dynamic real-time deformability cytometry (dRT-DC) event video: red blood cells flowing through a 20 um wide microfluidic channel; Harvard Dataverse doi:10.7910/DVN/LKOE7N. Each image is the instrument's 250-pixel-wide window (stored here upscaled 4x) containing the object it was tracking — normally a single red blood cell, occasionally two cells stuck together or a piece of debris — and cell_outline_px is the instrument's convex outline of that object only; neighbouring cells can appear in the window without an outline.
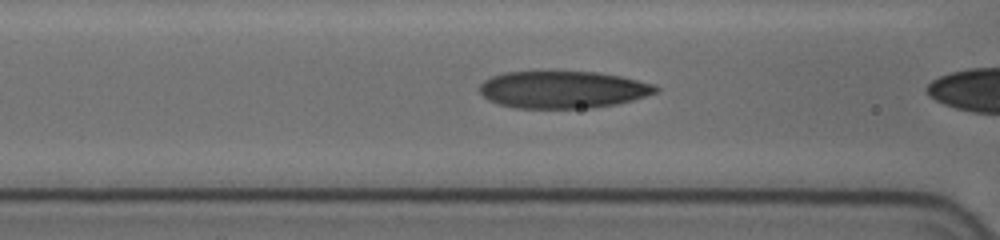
{"species": "human", "species_latin": "Homo sapiens", "temperature_condition": "cold", "stored_images_in_passage": 29, "camera_frame_rate_fps": 3000, "um_per_image_px": 0.085, "donor": {"sex": "female"}, "frame": {"image": 1, "passage_image": 12, "time_ms": 4.0, "image_size_px": [1000, 240], "cell_outline_px": [[660, 88], [656, 92], [632, 100], [616, 104], [592, 108], [516, 108], [500, 104], [488, 100], [480, 92], [480, 84], [484, 80], [492, 76], [504, 72], [552, 68], [596, 72], [620, 76], [652, 84]], "centroid_in_image_um": [47.78, 7.57], "position_along_channel_um": 118.8, "area_um2": 39.25}}
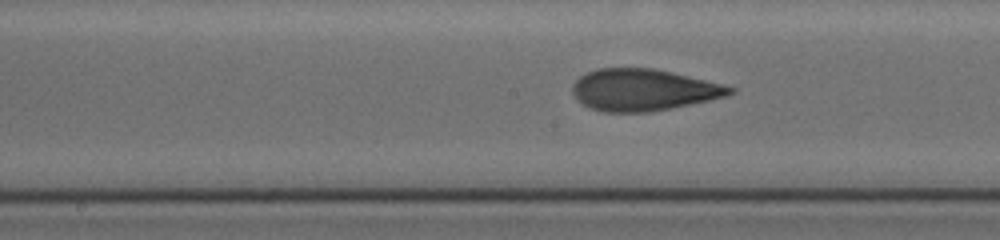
{"frame": {"image": 2, "passage_image": 18, "time_ms": 6.0, "image_size_px": [1000, 240], "cell_outline_px": [[736, 92], [728, 96], [672, 108], [648, 112], [604, 112], [588, 108], [572, 92], [572, 84], [580, 76], [596, 68], [652, 68], [672, 72], [736, 88]], "centroid_in_image_um": [54.68, 7.64], "position_along_channel_um": 193.5, "area_um2": 38.09}}
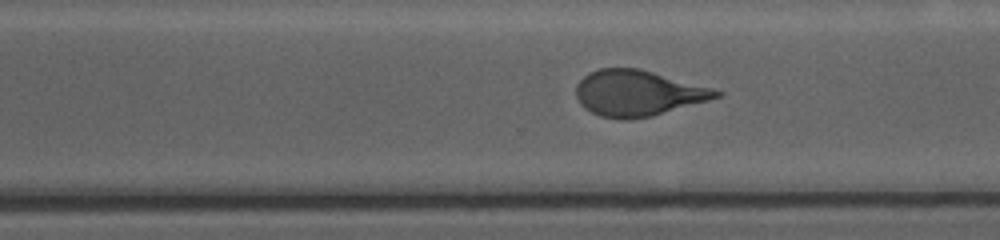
{"frame": {"image": 3, "passage_image": 27, "time_ms": 9.333, "image_size_px": [1000, 240], "cell_outline_px": [[724, 92], [720, 96], [708, 100], [652, 116], [628, 120], [624, 120], [600, 116], [584, 108], [580, 104], [576, 96], [576, 84], [588, 72], [600, 68], [640, 68], [712, 88]], "centroid_in_image_um": [54.18, 7.91], "position_along_channel_um": 316.4, "area_um2": 37.34}}